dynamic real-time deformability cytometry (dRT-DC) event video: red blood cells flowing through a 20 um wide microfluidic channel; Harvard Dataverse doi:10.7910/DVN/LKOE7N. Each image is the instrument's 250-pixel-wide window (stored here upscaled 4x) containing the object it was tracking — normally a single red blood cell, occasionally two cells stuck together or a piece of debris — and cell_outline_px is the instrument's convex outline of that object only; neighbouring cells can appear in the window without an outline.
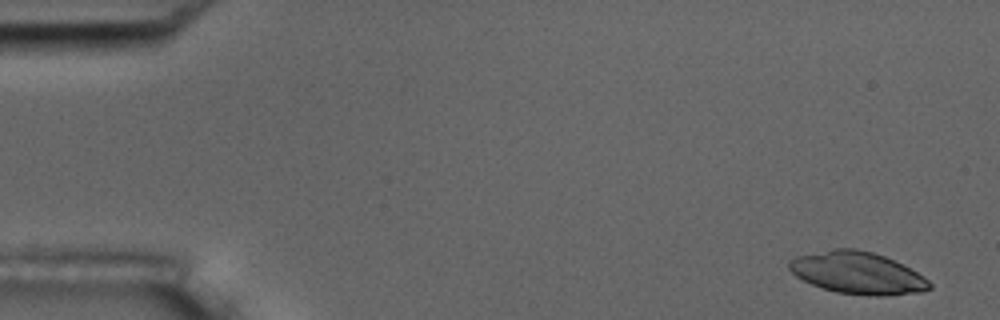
{"species": "common noctule bat (a hibernating species)", "species_latin": "Nyctalus noctula", "temperature_condition": "room temperature", "stored_images_in_passage": 5, "camera_frame_rate_fps": 3000, "um_per_image_px": 0.085, "animal": {"sex": "male", "body_mass_g": 17.5, "forearm_length_mm": 52.3}, "frame": {"image": 1, "passage_image": 1, "time_ms": 0.0, "image_size_px": [1000, 320], "cell_outline_px": [[932, 288], [920, 292], [884, 296], [868, 296], [836, 292], [812, 284], [796, 276], [788, 268], [788, 260], [796, 256], [836, 248], [856, 248], [872, 252], [884, 256], [924, 276], [932, 284]], "centroid_in_image_um": [72.88, 23.2], "position_along_channel_um": 12.1, "area_um2": 34.28}}